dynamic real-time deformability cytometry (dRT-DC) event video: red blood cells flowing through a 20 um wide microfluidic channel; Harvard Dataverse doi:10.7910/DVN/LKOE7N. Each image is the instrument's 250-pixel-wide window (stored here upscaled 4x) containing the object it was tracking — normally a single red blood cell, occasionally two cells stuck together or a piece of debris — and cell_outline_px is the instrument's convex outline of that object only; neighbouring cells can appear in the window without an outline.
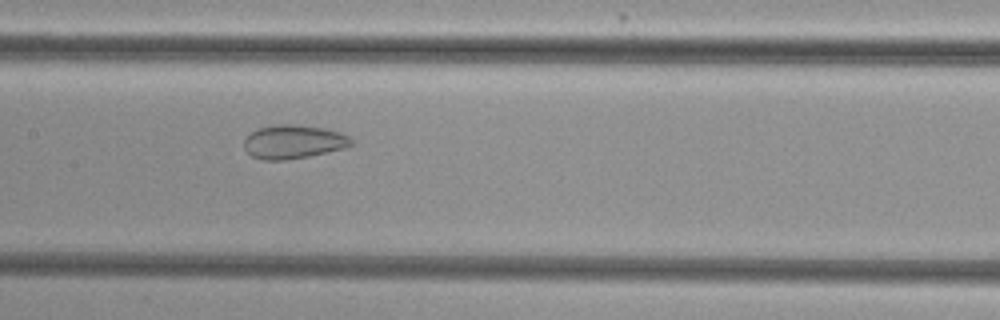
{"species": "common noctule bat (a hibernating species)", "species_latin": "Nyctalus noctula", "temperature_condition": "cold", "stored_images_in_passage": 51, "camera_frame_rate_fps": 3000, "um_per_image_px": 0.085, "animal": {"sex": "female", "body_mass_g": 29.2, "forearm_length_mm": 56.3}, "frame": {"image": 1, "passage_image": 27, "time_ms": 8.667, "image_size_px": [1000, 320], "cell_outline_px": [[352, 144], [344, 148], [308, 156], [284, 160], [264, 160], [252, 156], [244, 148], [244, 140], [252, 132], [260, 128], [276, 124], [296, 124], [324, 128], [340, 132], [348, 136], [352, 140]], "centroid_in_image_um": [24.94, 12.05], "position_along_channel_um": 182.5, "area_um2": 20.87}}
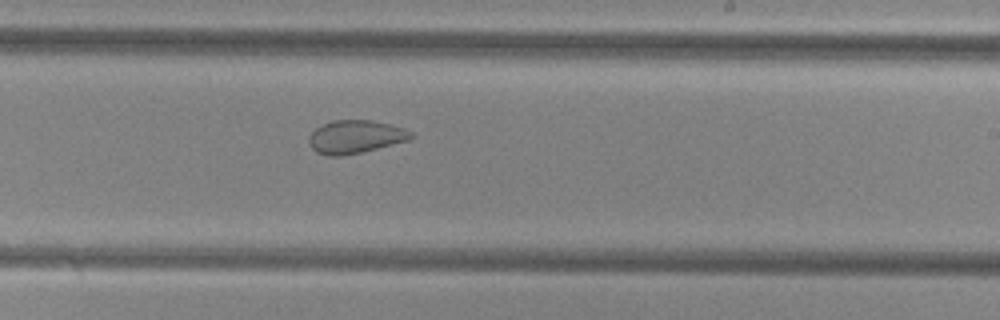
{"frame": {"image": 2, "passage_image": 33, "time_ms": 10.667, "image_size_px": [1000, 320], "cell_outline_px": [[416, 136], [412, 140], [360, 152], [340, 156], [328, 156], [316, 152], [312, 148], [308, 140], [308, 136], [316, 128], [332, 120], [372, 120], [404, 128], [412, 132]], "centroid_in_image_um": [30.24, 11.63], "position_along_channel_um": 258.8, "area_um2": 19.77}}
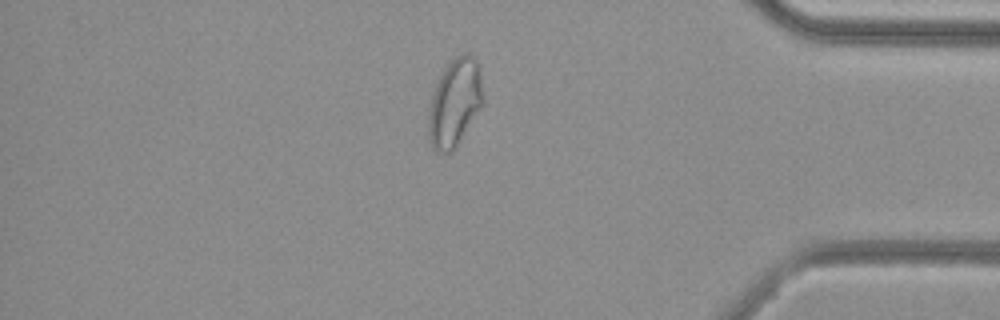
{"frame": {"image": 3, "passage_image": 46, "time_ms": 15.0, "image_size_px": [1000, 320], "cell_outline_px": [[484, 100], [452, 152], [436, 152], [432, 148], [428, 136], [428, 112], [432, 92], [440, 72], [456, 56], [464, 52], [468, 52], [480, 64], [484, 96]], "centroid_in_image_um": [38.64, 8.67], "position_along_channel_um": 396.6, "area_um2": 28.09}}